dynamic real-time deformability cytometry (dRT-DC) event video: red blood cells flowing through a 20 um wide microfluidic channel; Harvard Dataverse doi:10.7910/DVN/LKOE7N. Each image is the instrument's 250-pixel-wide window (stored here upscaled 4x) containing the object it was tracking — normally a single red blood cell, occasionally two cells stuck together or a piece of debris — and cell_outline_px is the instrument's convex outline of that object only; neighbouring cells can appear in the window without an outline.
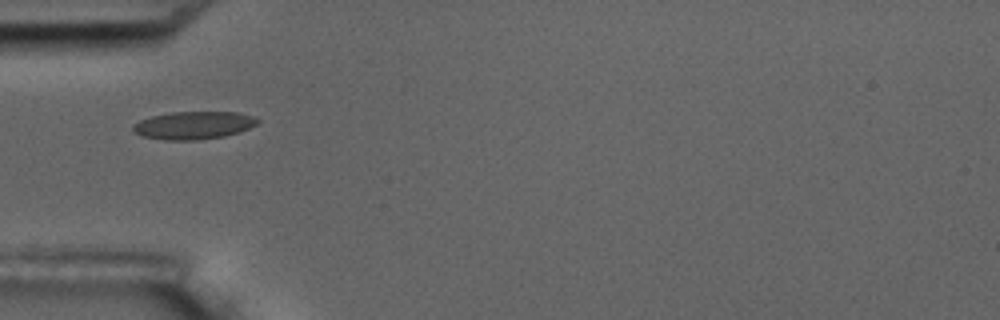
{"species": "common noctule bat (a hibernating species)", "species_latin": "Nyctalus noctula", "temperature_condition": "room temperature", "stored_images_in_passage": 12, "camera_frame_rate_fps": 3000, "um_per_image_px": 0.085, "animal": {"sex": "male", "body_mass_g": 17.5, "forearm_length_mm": 52.3}, "frame": {"image": 1, "passage_image": 1, "time_ms": 0.0, "image_size_px": [1000, 320], "cell_outline_px": [[260, 120], [256, 124], [240, 132], [224, 136], [200, 140], [164, 140], [140, 136], [132, 132], [132, 124], [140, 120], [152, 116], [172, 112], [236, 112], [252, 116]], "centroid_in_image_um": [16.4, 10.66], "position_along_channel_um": 68.6, "area_um2": 20.29}}
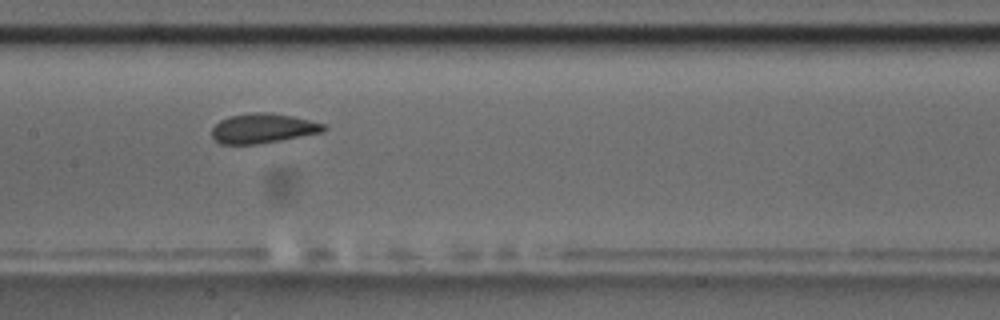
{"frame": {"image": 2, "passage_image": 4, "time_ms": 3.333, "image_size_px": [1000, 320], "cell_outline_px": [[328, 128], [324, 132], [280, 140], [256, 144], [220, 144], [212, 136], [212, 128], [220, 120], [228, 116], [252, 112], [264, 112], [292, 116], [324, 124]], "centroid_in_image_um": [22.34, 10.91], "position_along_channel_um": 185.1, "area_um2": 19.25}}
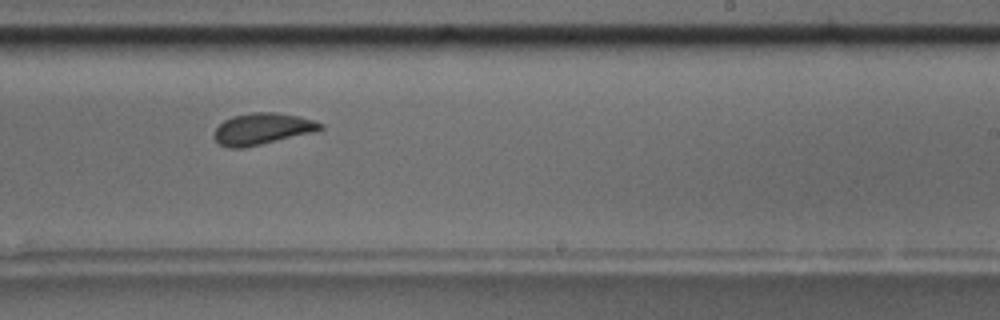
{"frame": {"image": 3, "passage_image": 6, "time_ms": 5.667, "image_size_px": [1000, 320], "cell_outline_px": [[324, 128], [316, 132], [244, 148], [228, 148], [220, 144], [212, 136], [216, 128], [224, 120], [232, 116], [252, 112], [276, 112], [300, 116], [324, 124]], "centroid_in_image_um": [22.31, 10.95], "position_along_channel_um": 266.7, "area_um2": 19.71}, "authors_computed_cell_mechanics": {"area_um2": 19.9699, "velocity_mm_per_s": 3.5053, "shape_relaxation_time_tau1_ms": 2.1098, "shape_relaxation_time_tau2_ms": 0.9191, "deformation_change_tau1": 0.0705, "deformation_change_tau2": 0.0325}}